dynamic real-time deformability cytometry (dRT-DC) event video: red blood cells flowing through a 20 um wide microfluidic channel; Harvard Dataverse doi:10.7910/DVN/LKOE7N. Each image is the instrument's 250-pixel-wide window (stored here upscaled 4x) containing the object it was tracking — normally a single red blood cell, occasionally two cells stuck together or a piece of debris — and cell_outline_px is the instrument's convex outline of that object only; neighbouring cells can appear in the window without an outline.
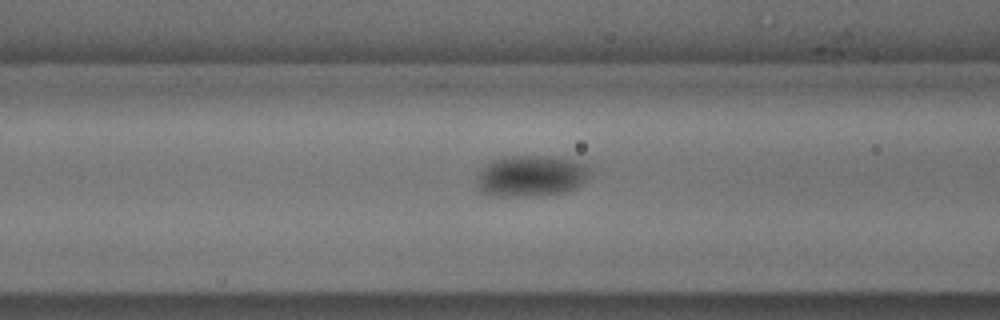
{"species": "common noctule bat (a hibernating species)", "species_latin": "Nyctalus noctula", "temperature_condition": "cold", "stored_images_in_passage": 17, "camera_frame_rate_fps": 3000, "um_per_image_px": 0.085, "animal": {"sex": "male", "body_mass_g": 18.8}, "frame": {"image": 1, "passage_image": 15, "time_ms": 4.667, "image_size_px": [1000, 320], "cell_outline_px": [[592, 172], [576, 188], [564, 192], [508, 196], [500, 196], [484, 192], [476, 184], [476, 176], [492, 160], [504, 156], [552, 156], [572, 160], [584, 164], [592, 168]], "centroid_in_image_um": [45.16, 14.92], "position_along_channel_um": 121.4, "area_um2": 26.7}}